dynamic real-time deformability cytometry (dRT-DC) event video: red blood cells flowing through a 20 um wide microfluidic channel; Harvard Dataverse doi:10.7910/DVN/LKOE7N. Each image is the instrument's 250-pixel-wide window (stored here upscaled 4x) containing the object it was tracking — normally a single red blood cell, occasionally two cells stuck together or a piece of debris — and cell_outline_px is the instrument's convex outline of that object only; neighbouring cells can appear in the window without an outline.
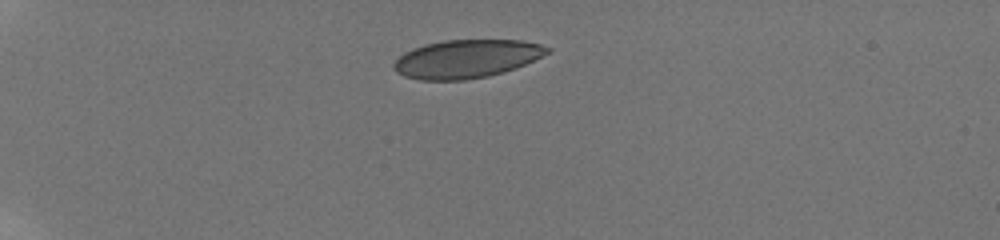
{"species": "human", "species_latin": "Homo sapiens", "temperature_condition": "room temperature", "stored_images_in_passage": 14, "camera_frame_rate_fps": 3000, "um_per_image_px": 0.085, "donor": {"sex": "male"}, "frame": {"image": 1, "passage_image": 1, "time_ms": 0.0, "image_size_px": [1000, 240], "cell_outline_px": [[552, 52], [516, 68], [504, 72], [488, 76], [464, 80], [420, 80], [404, 76], [396, 72], [392, 68], [392, 64], [404, 52], [412, 48], [424, 44], [444, 40], [524, 40], [540, 44], [552, 48]], "centroid_in_image_um": [39.66, 5.0], "position_along_channel_um": 45.3, "area_um2": 34.56}}
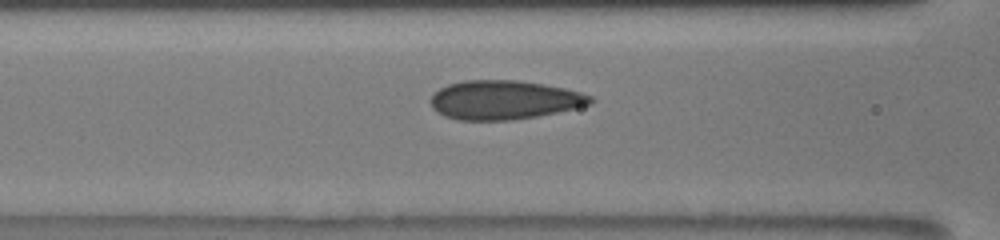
{"frame": {"image": 2, "passage_image": 8, "time_ms": 3.667, "image_size_px": [1000, 240], "cell_outline_px": [[596, 100], [592, 104], [556, 112], [536, 116], [512, 120], [460, 120], [444, 116], [432, 108], [428, 100], [440, 88], [448, 84], [464, 80], [516, 80], [564, 88], [580, 92], [592, 96]], "centroid_in_image_um": [42.83, 8.49], "position_along_channel_um": 123.8, "area_um2": 36.24}}